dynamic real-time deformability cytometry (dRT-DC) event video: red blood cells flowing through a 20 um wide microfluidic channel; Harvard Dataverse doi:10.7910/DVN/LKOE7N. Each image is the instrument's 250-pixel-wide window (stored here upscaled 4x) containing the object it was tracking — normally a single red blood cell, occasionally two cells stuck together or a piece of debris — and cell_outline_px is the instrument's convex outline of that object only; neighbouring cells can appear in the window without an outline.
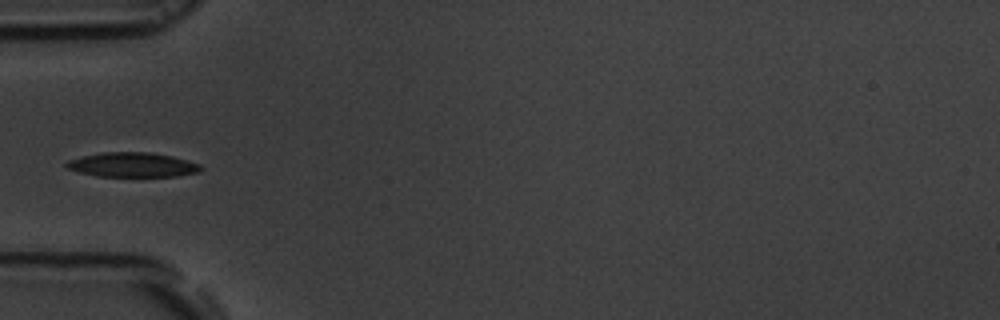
{"species": "common noctule bat (a hibernating species)", "species_latin": "Nyctalus noctula", "temperature_condition": "room temperature", "stored_images_in_passage": 38, "camera_frame_rate_fps": 3000, "um_per_image_px": 0.085, "animal": {"sex": "male", "body_mass_g": 19.5, "forearm_length_mm": 54.6}, "frame": {"image": 1, "passage_image": 1, "time_ms": 0.0, "image_size_px": [1000, 320], "cell_outline_px": [[204, 168], [200, 172], [176, 176], [96, 176], [80, 172], [68, 168], [64, 164], [68, 160], [100, 152], [148, 152], [172, 156], [188, 160], [200, 164]], "centroid_in_image_um": [11.3, 14.0], "position_along_channel_um": 73.7, "area_um2": 19.19}}
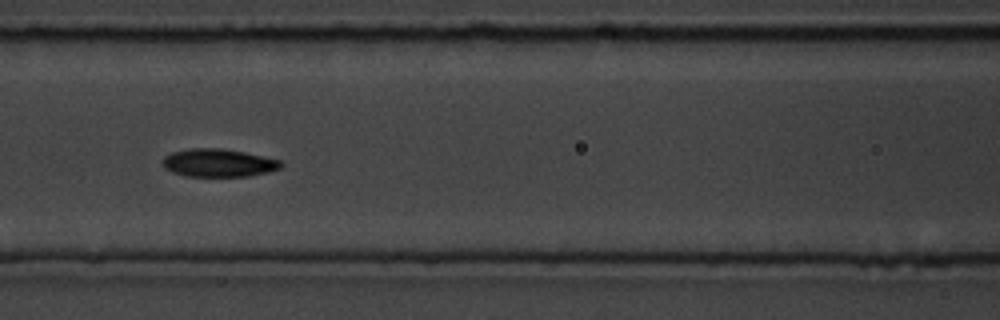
{"frame": {"image": 2, "passage_image": 7, "time_ms": 2.0, "image_size_px": [1000, 320], "cell_outline_px": [[284, 164], [280, 168], [268, 172], [248, 176], [184, 176], [172, 172], [164, 168], [160, 160], [164, 156], [172, 152], [192, 148], [220, 148], [244, 152], [280, 160]], "centroid_in_image_um": [18.53, 13.84], "position_along_channel_um": 148.1, "area_um2": 19.36}}
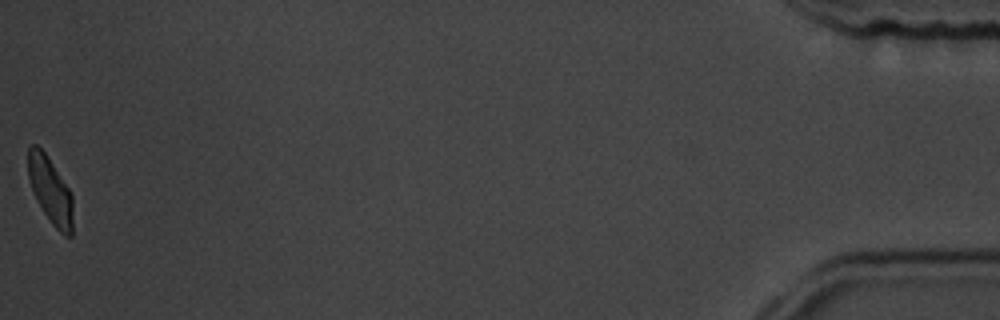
{"frame": {"image": 3, "passage_image": 38, "time_ms": 12.333, "image_size_px": [1000, 320], "cell_outline_px": [[72, 236], [64, 236], [52, 224], [36, 200], [28, 176], [28, 148], [32, 144], [36, 144], [44, 152], [72, 192]], "centroid_in_image_um": [4.28, 16.19], "position_along_channel_um": 430.9, "area_um2": 17.22}}